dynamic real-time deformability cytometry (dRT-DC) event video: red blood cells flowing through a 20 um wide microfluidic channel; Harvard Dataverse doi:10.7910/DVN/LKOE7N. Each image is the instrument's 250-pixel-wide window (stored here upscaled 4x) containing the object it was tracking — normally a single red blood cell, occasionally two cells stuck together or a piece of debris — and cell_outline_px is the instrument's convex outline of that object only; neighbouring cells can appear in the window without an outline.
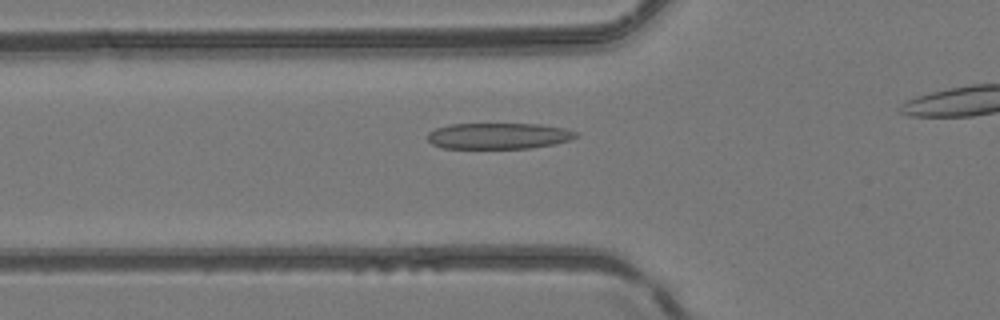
{"species": "common noctule bat (a hibernating species)", "species_latin": "Nyctalus noctula", "temperature_condition": "room temperature", "stored_images_in_passage": 4, "segment_of_instrument_passage": [1, 2], "camera_frame_rate_fps": 3000, "um_per_image_px": 0.085, "animal": {"sex": "female", "body_mass_g": 24.6, "forearm_length_mm": 56.2}, "frame": {"image": 1, "passage_image": 3, "time_ms": 3.333, "image_size_px": [1000, 320], "cell_outline_px": [[580, 136], [568, 140], [552, 144], [532, 148], [444, 148], [432, 144], [428, 140], [428, 132], [436, 128], [452, 124], [540, 124], [564, 128], [576, 132]], "centroid_in_image_um": [42.38, 11.55], "position_along_channel_um": 83.4, "area_um2": 22.43}}